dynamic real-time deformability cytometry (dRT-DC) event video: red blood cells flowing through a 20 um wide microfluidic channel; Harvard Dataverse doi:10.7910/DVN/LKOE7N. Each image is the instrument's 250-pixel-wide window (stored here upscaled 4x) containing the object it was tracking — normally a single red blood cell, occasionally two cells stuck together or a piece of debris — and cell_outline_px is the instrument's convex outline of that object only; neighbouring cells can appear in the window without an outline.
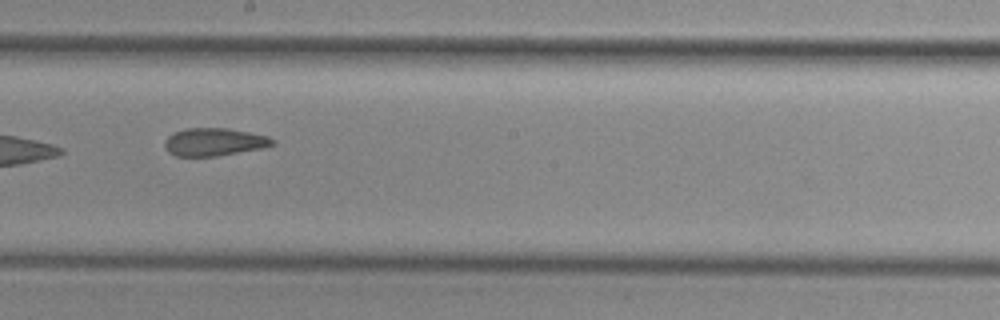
{"species": "common noctule bat (a hibernating species)", "species_latin": "Nyctalus noctula", "temperature_condition": "cold", "stored_images_in_passage": 10, "camera_frame_rate_fps": 3000, "um_per_image_px": 0.085, "animal": {"sex": "female", "body_mass_g": 29.2, "forearm_length_mm": 56.3}, "frame": {"image": 1, "passage_image": 9, "time_ms": 10.333, "image_size_px": [1000, 320], "cell_outline_px": [[276, 144], [264, 148], [216, 156], [176, 156], [168, 152], [164, 144], [164, 140], [172, 132], [184, 128], [228, 128], [268, 136], [276, 140]], "centroid_in_image_um": [18.21, 12.06], "position_along_channel_um": 230.0, "area_um2": 17.69}}
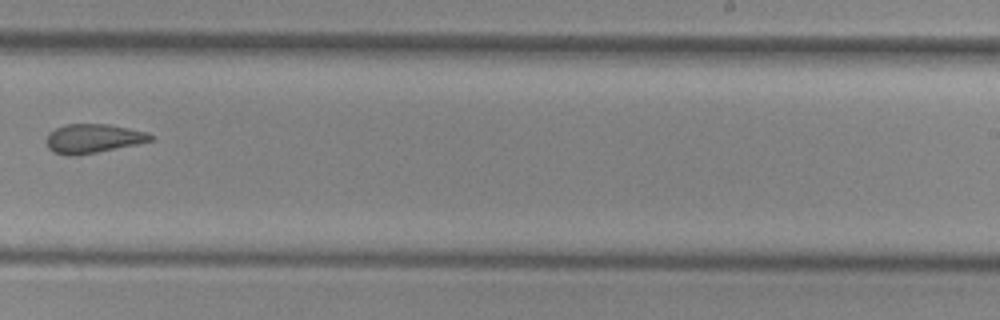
{"frame": {"image": 2, "passage_image": 10, "time_ms": 11.667, "image_size_px": [1000, 320], "cell_outline_px": [[152, 140], [136, 144], [76, 156], [68, 156], [52, 152], [48, 148], [44, 140], [48, 132], [64, 124], [108, 124], [148, 132], [152, 136]], "centroid_in_image_um": [7.83, 11.77], "position_along_channel_um": 281.2, "area_um2": 17.74}}